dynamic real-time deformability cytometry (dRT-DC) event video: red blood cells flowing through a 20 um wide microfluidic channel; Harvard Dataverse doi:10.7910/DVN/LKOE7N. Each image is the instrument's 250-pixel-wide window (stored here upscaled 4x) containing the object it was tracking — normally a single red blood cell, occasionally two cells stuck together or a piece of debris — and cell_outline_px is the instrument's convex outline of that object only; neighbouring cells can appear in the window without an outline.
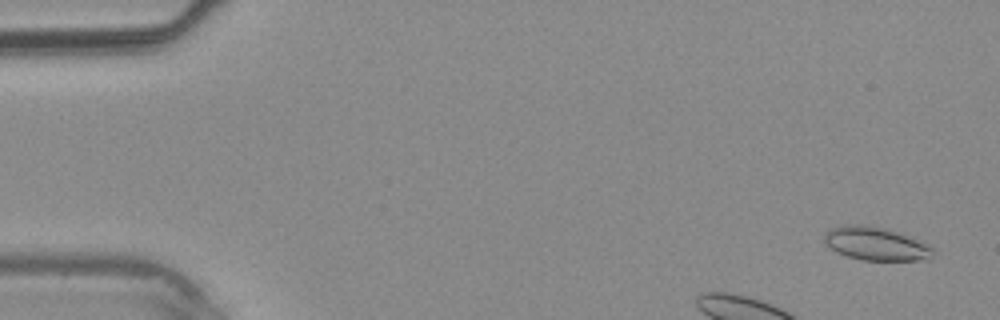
{"species": "common noctule bat (a hibernating species)", "species_latin": "Nyctalus noctula", "temperature_condition": "warm", "stored_images_in_passage": 10, "camera_frame_rate_fps": 3000, "um_per_image_px": 0.085, "animal": {"sex": "male", "body_mass_g": 20.4}, "frame": {"image": 1, "passage_image": 2, "time_ms": 0.333, "image_size_px": [1000, 320], "cell_outline_px": [[932, 252], [928, 260], [860, 260], [836, 252], [824, 244], [824, 236], [828, 228], [848, 224], [856, 224], [884, 228], [896, 232], [916, 240], [932, 248]], "centroid_in_image_um": [74.34, 20.72], "position_along_channel_um": 10.7, "area_um2": 20.75}}